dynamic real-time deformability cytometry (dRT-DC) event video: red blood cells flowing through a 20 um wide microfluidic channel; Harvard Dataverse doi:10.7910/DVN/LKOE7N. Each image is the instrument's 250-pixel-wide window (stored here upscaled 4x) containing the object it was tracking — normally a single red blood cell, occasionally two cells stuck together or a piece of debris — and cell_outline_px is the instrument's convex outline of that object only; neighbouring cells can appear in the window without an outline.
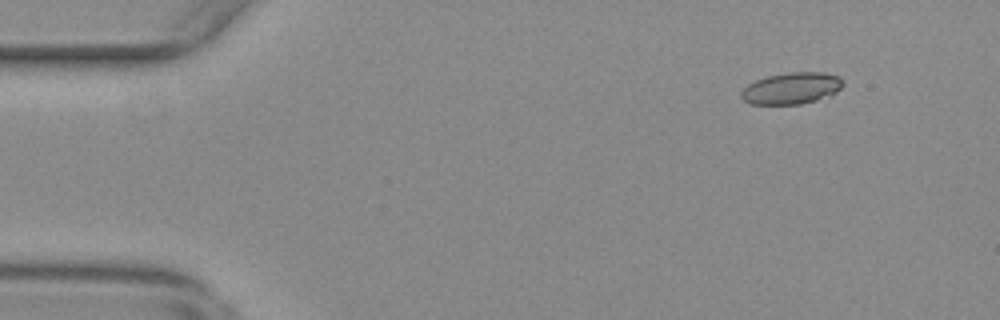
{"species": "common noctule bat (a hibernating species)", "species_latin": "Nyctalus noctula", "temperature_condition": "warm", "stored_images_in_passage": 55, "camera_frame_rate_fps": 3000, "um_per_image_px": 0.085, "animal": {"sex": "female", "body_mass_g": 29.2, "forearm_length_mm": 56.3}, "frame": {"image": 1, "passage_image": 5, "time_ms": 1.333, "image_size_px": [1000, 320], "cell_outline_px": [[844, 84], [832, 96], [800, 104], [748, 104], [740, 96], [740, 92], [748, 84], [756, 80], [768, 76], [788, 72], [824, 72], [840, 76]], "centroid_in_image_um": [67.3, 7.5], "position_along_channel_um": 17.7, "area_um2": 18.9}}
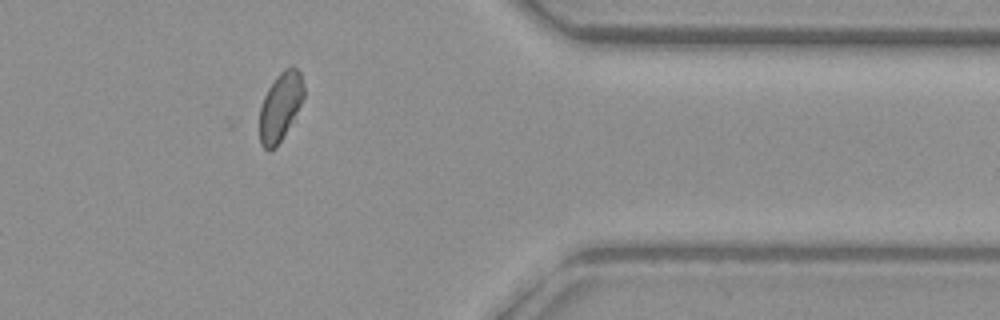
{"frame": {"image": 2, "passage_image": 45, "time_ms": 14.667, "image_size_px": [1000, 320], "cell_outline_px": [[304, 96], [296, 120], [276, 148], [268, 152], [260, 144], [260, 108], [264, 96], [268, 88], [276, 76], [284, 68], [292, 64], [300, 72], [304, 84]], "centroid_in_image_um": [23.86, 9.09], "position_along_channel_um": 387.5, "area_um2": 18.32}}
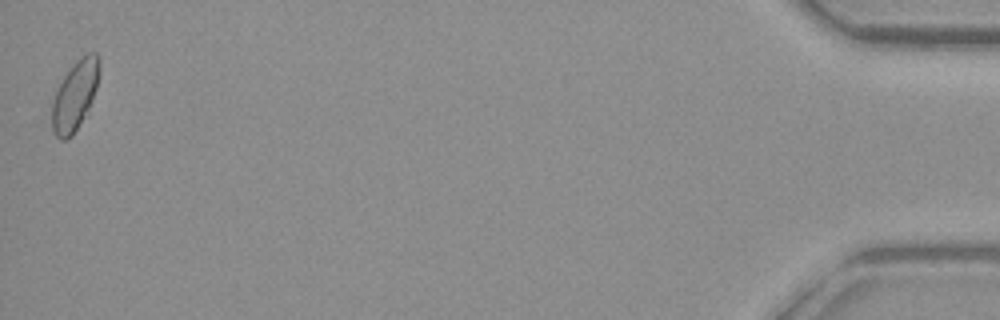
{"frame": {"image": 3, "passage_image": 55, "time_ms": 18.0, "image_size_px": [1000, 320], "cell_outline_px": [[100, 64], [96, 88], [92, 100], [88, 108], [72, 136], [64, 140], [60, 140], [56, 136], [52, 128], [52, 100], [64, 76], [76, 60], [88, 52], [96, 52], [100, 56]], "centroid_in_image_um": [6.37, 8.08], "position_along_channel_um": 428.8, "area_um2": 18.9}}